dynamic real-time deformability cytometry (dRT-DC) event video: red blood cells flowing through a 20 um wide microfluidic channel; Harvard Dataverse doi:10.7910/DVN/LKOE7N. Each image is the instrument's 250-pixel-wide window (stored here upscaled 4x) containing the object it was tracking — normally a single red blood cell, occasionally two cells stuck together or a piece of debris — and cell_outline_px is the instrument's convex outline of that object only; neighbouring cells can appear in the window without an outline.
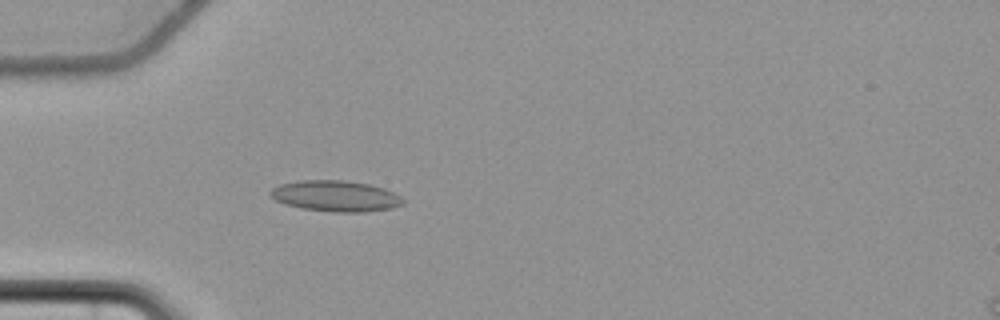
{"species": "common noctule bat (a hibernating species)", "species_latin": "Nyctalus noctula", "temperature_condition": "cold", "stored_images_in_passage": 58, "camera_frame_rate_fps": 3000, "um_per_image_px": 0.085, "animal": {"sex": "female", "body_mass_g": 22.7, "forearm_length_mm": 54.2}, "frame": {"image": 1, "passage_image": 19, "time_ms": 6.0, "image_size_px": [1000, 320], "cell_outline_px": [[404, 204], [392, 208], [364, 212], [332, 212], [304, 208], [284, 204], [276, 200], [268, 192], [272, 188], [280, 184], [300, 180], [344, 180], [368, 184], [384, 188], [400, 196], [404, 200]], "centroid_in_image_um": [28.53, 16.66], "position_along_channel_um": 56.5, "area_um2": 23.87}}
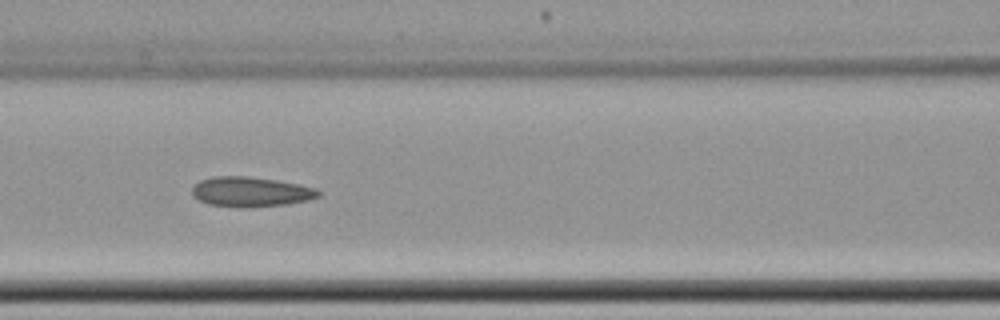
{"frame": {"image": 2, "passage_image": 27, "time_ms": 8.667, "image_size_px": [1000, 320], "cell_outline_px": [[320, 196], [308, 200], [284, 204], [248, 208], [208, 204], [192, 196], [192, 188], [200, 180], [212, 176], [248, 176], [276, 180], [300, 184], [316, 188], [320, 192]], "centroid_in_image_um": [21.31, 16.3], "position_along_channel_um": 145.3, "area_um2": 22.02}}
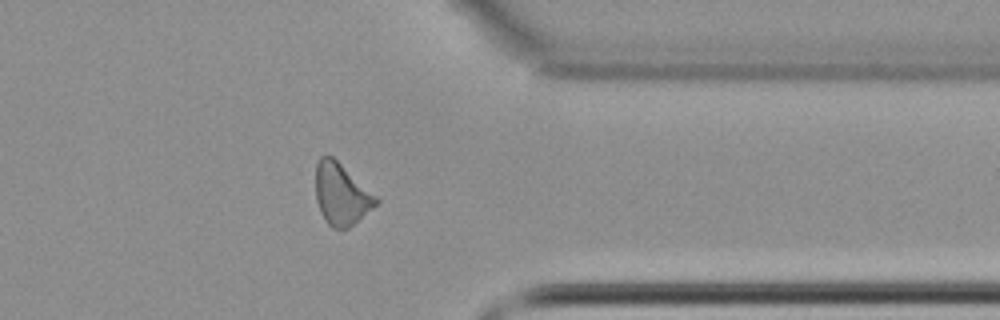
{"frame": {"image": 3, "passage_image": 47, "time_ms": 15.333, "image_size_px": [1000, 320], "cell_outline_px": [[380, 200], [372, 208], [348, 228], [332, 228], [328, 224], [320, 212], [316, 200], [316, 164], [320, 156], [332, 156], [376, 196]], "centroid_in_image_um": [28.98, 16.51], "position_along_channel_um": 382.4, "area_um2": 21.21}, "authors_computed_cell_mechanics": {"area_um2": 22.0796, "velocity_mm_per_s": 3.6787, "shape_relaxation_time_tau1_ms": null, "shape_relaxation_time_tau2_ms": 4.5955, "deformation_change_tau1": null, "deformation_change_tau2": 0.1129}}